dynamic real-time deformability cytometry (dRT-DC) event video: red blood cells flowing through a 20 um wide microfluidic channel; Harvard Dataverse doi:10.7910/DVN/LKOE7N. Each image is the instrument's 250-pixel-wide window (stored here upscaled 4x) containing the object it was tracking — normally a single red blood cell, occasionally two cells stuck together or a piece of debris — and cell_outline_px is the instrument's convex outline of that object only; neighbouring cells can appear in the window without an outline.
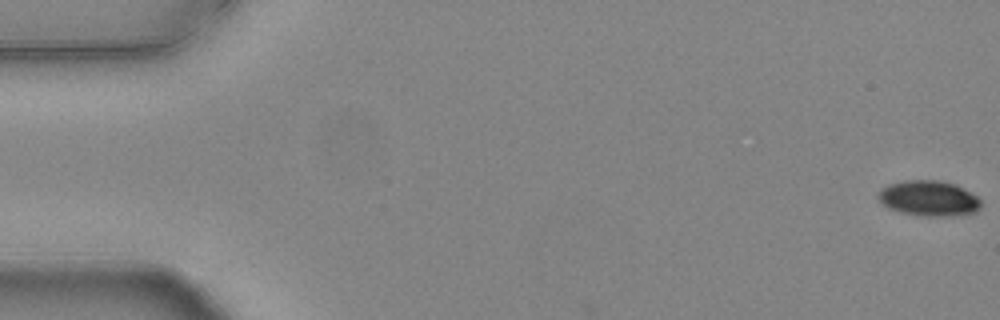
{"species": "common noctule bat (a hibernating species)", "species_latin": "Nyctalus noctula", "temperature_condition": "warm", "stored_images_in_passage": 56, "segment_of_instrument_passage": [1, 2], "camera_frame_rate_fps": 3000, "um_per_image_px": 0.085, "animal": {"sex": "female", "body_mass_g": 24.6, "forearm_length_mm": 56.2}, "frame": {"image": 1, "passage_image": 1, "time_ms": 0.0, "image_size_px": [1000, 320], "cell_outline_px": [[980, 208], [976, 212], [948, 216], [920, 216], [900, 212], [888, 208], [880, 204], [876, 196], [880, 188], [888, 184], [904, 180], [940, 180], [956, 184], [976, 196], [980, 200]], "centroid_in_image_um": [78.88, 16.85], "position_along_channel_um": 6.1, "area_um2": 21.5}}
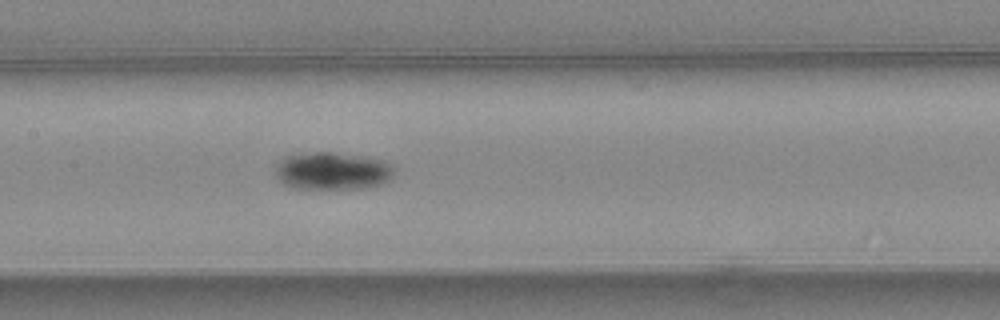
{"frame": {"image": 2, "passage_image": 27, "time_ms": 8.667, "image_size_px": [1000, 320], "cell_outline_px": [[396, 172], [392, 180], [368, 188], [336, 192], [320, 192], [292, 188], [284, 184], [276, 176], [276, 164], [284, 156], [292, 152], [336, 152], [364, 156], [384, 160], [396, 168]], "centroid_in_image_um": [28.27, 14.58], "position_along_channel_um": 179.1, "area_um2": 28.03}}
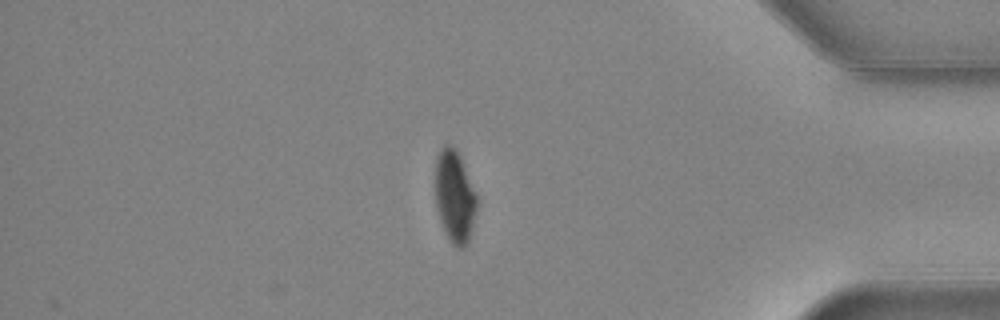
{"frame": {"image": 3, "passage_image": 47, "time_ms": 15.333, "image_size_px": [1000, 320], "cell_outline_px": [[476, 212], [472, 228], [468, 240], [460, 248], [456, 248], [452, 244], [440, 220], [436, 208], [436, 156], [440, 148], [444, 144], [452, 144], [460, 156], [476, 192]], "centroid_in_image_um": [38.64, 16.65], "position_along_channel_um": 396.6, "area_um2": 22.08}}